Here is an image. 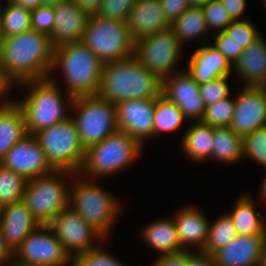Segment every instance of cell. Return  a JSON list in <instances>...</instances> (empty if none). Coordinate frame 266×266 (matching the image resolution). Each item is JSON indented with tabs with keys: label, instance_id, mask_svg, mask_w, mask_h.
Wrapping results in <instances>:
<instances>
[{
	"label": "cell",
	"instance_id": "obj_1",
	"mask_svg": "<svg viewBox=\"0 0 266 266\" xmlns=\"http://www.w3.org/2000/svg\"><path fill=\"white\" fill-rule=\"evenodd\" d=\"M55 47L50 35L34 29L4 37L0 45V76L10 89L49 77Z\"/></svg>",
	"mask_w": 266,
	"mask_h": 266
},
{
	"label": "cell",
	"instance_id": "obj_2",
	"mask_svg": "<svg viewBox=\"0 0 266 266\" xmlns=\"http://www.w3.org/2000/svg\"><path fill=\"white\" fill-rule=\"evenodd\" d=\"M163 81L132 55L104 64L97 95L111 103L130 99H156L162 95Z\"/></svg>",
	"mask_w": 266,
	"mask_h": 266
},
{
	"label": "cell",
	"instance_id": "obj_3",
	"mask_svg": "<svg viewBox=\"0 0 266 266\" xmlns=\"http://www.w3.org/2000/svg\"><path fill=\"white\" fill-rule=\"evenodd\" d=\"M104 63L82 42L55 47L49 76L60 70L67 94L73 98L98 93Z\"/></svg>",
	"mask_w": 266,
	"mask_h": 266
},
{
	"label": "cell",
	"instance_id": "obj_4",
	"mask_svg": "<svg viewBox=\"0 0 266 266\" xmlns=\"http://www.w3.org/2000/svg\"><path fill=\"white\" fill-rule=\"evenodd\" d=\"M53 78L54 75L18 85V87L24 85L28 91L26 92L28 94L23 96L24 99L14 100L23 111L28 134L34 135L40 130L54 126L70 117L66 111L71 107L73 97L66 92H64L66 95L62 94L58 83ZM64 101L67 103L65 104Z\"/></svg>",
	"mask_w": 266,
	"mask_h": 266
},
{
	"label": "cell",
	"instance_id": "obj_5",
	"mask_svg": "<svg viewBox=\"0 0 266 266\" xmlns=\"http://www.w3.org/2000/svg\"><path fill=\"white\" fill-rule=\"evenodd\" d=\"M70 179L69 206L105 239H109L112 226L121 212L120 201L95 179L79 173H73Z\"/></svg>",
	"mask_w": 266,
	"mask_h": 266
},
{
	"label": "cell",
	"instance_id": "obj_6",
	"mask_svg": "<svg viewBox=\"0 0 266 266\" xmlns=\"http://www.w3.org/2000/svg\"><path fill=\"white\" fill-rule=\"evenodd\" d=\"M142 149L135 139L117 130L85 150L84 162L78 173L95 180L99 177H108L135 163Z\"/></svg>",
	"mask_w": 266,
	"mask_h": 266
},
{
	"label": "cell",
	"instance_id": "obj_7",
	"mask_svg": "<svg viewBox=\"0 0 266 266\" xmlns=\"http://www.w3.org/2000/svg\"><path fill=\"white\" fill-rule=\"evenodd\" d=\"M72 174L71 171L54 170L27 180L22 200L41 225H47L61 210L69 206L70 182L64 178Z\"/></svg>",
	"mask_w": 266,
	"mask_h": 266
},
{
	"label": "cell",
	"instance_id": "obj_8",
	"mask_svg": "<svg viewBox=\"0 0 266 266\" xmlns=\"http://www.w3.org/2000/svg\"><path fill=\"white\" fill-rule=\"evenodd\" d=\"M70 117L85 150L118 130L116 107L96 95L74 97Z\"/></svg>",
	"mask_w": 266,
	"mask_h": 266
},
{
	"label": "cell",
	"instance_id": "obj_9",
	"mask_svg": "<svg viewBox=\"0 0 266 266\" xmlns=\"http://www.w3.org/2000/svg\"><path fill=\"white\" fill-rule=\"evenodd\" d=\"M81 42L104 64L130 57L134 53V41L127 23L90 15Z\"/></svg>",
	"mask_w": 266,
	"mask_h": 266
},
{
	"label": "cell",
	"instance_id": "obj_10",
	"mask_svg": "<svg viewBox=\"0 0 266 266\" xmlns=\"http://www.w3.org/2000/svg\"><path fill=\"white\" fill-rule=\"evenodd\" d=\"M55 170L78 173L85 158L78 131L71 117L34 134Z\"/></svg>",
	"mask_w": 266,
	"mask_h": 266
},
{
	"label": "cell",
	"instance_id": "obj_11",
	"mask_svg": "<svg viewBox=\"0 0 266 266\" xmlns=\"http://www.w3.org/2000/svg\"><path fill=\"white\" fill-rule=\"evenodd\" d=\"M182 47L173 30L168 28L137 40L133 55L153 75L164 81L179 71L175 67L179 58L182 59Z\"/></svg>",
	"mask_w": 266,
	"mask_h": 266
},
{
	"label": "cell",
	"instance_id": "obj_12",
	"mask_svg": "<svg viewBox=\"0 0 266 266\" xmlns=\"http://www.w3.org/2000/svg\"><path fill=\"white\" fill-rule=\"evenodd\" d=\"M13 262L21 266H67L72 258L50 227L40 225L13 252Z\"/></svg>",
	"mask_w": 266,
	"mask_h": 266
},
{
	"label": "cell",
	"instance_id": "obj_13",
	"mask_svg": "<svg viewBox=\"0 0 266 266\" xmlns=\"http://www.w3.org/2000/svg\"><path fill=\"white\" fill-rule=\"evenodd\" d=\"M47 225L71 258L96 248L99 242L103 244L106 240L70 206L61 210ZM94 241L98 244L96 245Z\"/></svg>",
	"mask_w": 266,
	"mask_h": 266
},
{
	"label": "cell",
	"instance_id": "obj_14",
	"mask_svg": "<svg viewBox=\"0 0 266 266\" xmlns=\"http://www.w3.org/2000/svg\"><path fill=\"white\" fill-rule=\"evenodd\" d=\"M156 99H130L115 104L118 130L127 133L142 147L154 137Z\"/></svg>",
	"mask_w": 266,
	"mask_h": 266
},
{
	"label": "cell",
	"instance_id": "obj_15",
	"mask_svg": "<svg viewBox=\"0 0 266 266\" xmlns=\"http://www.w3.org/2000/svg\"><path fill=\"white\" fill-rule=\"evenodd\" d=\"M0 164L20 174L26 180L33 179L55 169L34 135L28 134L18 141L1 160Z\"/></svg>",
	"mask_w": 266,
	"mask_h": 266
},
{
	"label": "cell",
	"instance_id": "obj_16",
	"mask_svg": "<svg viewBox=\"0 0 266 266\" xmlns=\"http://www.w3.org/2000/svg\"><path fill=\"white\" fill-rule=\"evenodd\" d=\"M236 96L230 128L244 137L266 126V87L244 86Z\"/></svg>",
	"mask_w": 266,
	"mask_h": 266
},
{
	"label": "cell",
	"instance_id": "obj_17",
	"mask_svg": "<svg viewBox=\"0 0 266 266\" xmlns=\"http://www.w3.org/2000/svg\"><path fill=\"white\" fill-rule=\"evenodd\" d=\"M162 95L175 103L189 121L202 119L206 106L200 95L199 84L185 69L163 81Z\"/></svg>",
	"mask_w": 266,
	"mask_h": 266
},
{
	"label": "cell",
	"instance_id": "obj_18",
	"mask_svg": "<svg viewBox=\"0 0 266 266\" xmlns=\"http://www.w3.org/2000/svg\"><path fill=\"white\" fill-rule=\"evenodd\" d=\"M266 235H237L212 256L216 266H260Z\"/></svg>",
	"mask_w": 266,
	"mask_h": 266
},
{
	"label": "cell",
	"instance_id": "obj_19",
	"mask_svg": "<svg viewBox=\"0 0 266 266\" xmlns=\"http://www.w3.org/2000/svg\"><path fill=\"white\" fill-rule=\"evenodd\" d=\"M55 25L50 34L54 47L64 43L81 42L90 15L78 7L72 0H64L53 6Z\"/></svg>",
	"mask_w": 266,
	"mask_h": 266
},
{
	"label": "cell",
	"instance_id": "obj_20",
	"mask_svg": "<svg viewBox=\"0 0 266 266\" xmlns=\"http://www.w3.org/2000/svg\"><path fill=\"white\" fill-rule=\"evenodd\" d=\"M172 219L181 246L186 251L194 249L202 251L207 242L210 226V221H208L206 215L196 206L187 205L185 208L182 207L176 211Z\"/></svg>",
	"mask_w": 266,
	"mask_h": 266
},
{
	"label": "cell",
	"instance_id": "obj_21",
	"mask_svg": "<svg viewBox=\"0 0 266 266\" xmlns=\"http://www.w3.org/2000/svg\"><path fill=\"white\" fill-rule=\"evenodd\" d=\"M126 23L134 42L170 28L159 0H138L130 10Z\"/></svg>",
	"mask_w": 266,
	"mask_h": 266
},
{
	"label": "cell",
	"instance_id": "obj_22",
	"mask_svg": "<svg viewBox=\"0 0 266 266\" xmlns=\"http://www.w3.org/2000/svg\"><path fill=\"white\" fill-rule=\"evenodd\" d=\"M40 225L23 200L7 204L0 221L5 241L13 252Z\"/></svg>",
	"mask_w": 266,
	"mask_h": 266
},
{
	"label": "cell",
	"instance_id": "obj_23",
	"mask_svg": "<svg viewBox=\"0 0 266 266\" xmlns=\"http://www.w3.org/2000/svg\"><path fill=\"white\" fill-rule=\"evenodd\" d=\"M245 86L266 87V41L259 34L232 67Z\"/></svg>",
	"mask_w": 266,
	"mask_h": 266
},
{
	"label": "cell",
	"instance_id": "obj_24",
	"mask_svg": "<svg viewBox=\"0 0 266 266\" xmlns=\"http://www.w3.org/2000/svg\"><path fill=\"white\" fill-rule=\"evenodd\" d=\"M185 70L198 84L222 76H231L233 71L227 59L216 48L206 43L193 52Z\"/></svg>",
	"mask_w": 266,
	"mask_h": 266
},
{
	"label": "cell",
	"instance_id": "obj_25",
	"mask_svg": "<svg viewBox=\"0 0 266 266\" xmlns=\"http://www.w3.org/2000/svg\"><path fill=\"white\" fill-rule=\"evenodd\" d=\"M13 99L0 107V162L6 153L28 135L22 109Z\"/></svg>",
	"mask_w": 266,
	"mask_h": 266
},
{
	"label": "cell",
	"instance_id": "obj_26",
	"mask_svg": "<svg viewBox=\"0 0 266 266\" xmlns=\"http://www.w3.org/2000/svg\"><path fill=\"white\" fill-rule=\"evenodd\" d=\"M141 238L160 255L177 254L186 251L180 244L173 219L160 218L143 227Z\"/></svg>",
	"mask_w": 266,
	"mask_h": 266
},
{
	"label": "cell",
	"instance_id": "obj_27",
	"mask_svg": "<svg viewBox=\"0 0 266 266\" xmlns=\"http://www.w3.org/2000/svg\"><path fill=\"white\" fill-rule=\"evenodd\" d=\"M254 202L249 194L241 195L227 213L239 235H266V218L257 212Z\"/></svg>",
	"mask_w": 266,
	"mask_h": 266
},
{
	"label": "cell",
	"instance_id": "obj_28",
	"mask_svg": "<svg viewBox=\"0 0 266 266\" xmlns=\"http://www.w3.org/2000/svg\"><path fill=\"white\" fill-rule=\"evenodd\" d=\"M181 140L182 150L190 161L203 162L211 159L214 127L201 121H193Z\"/></svg>",
	"mask_w": 266,
	"mask_h": 266
},
{
	"label": "cell",
	"instance_id": "obj_29",
	"mask_svg": "<svg viewBox=\"0 0 266 266\" xmlns=\"http://www.w3.org/2000/svg\"><path fill=\"white\" fill-rule=\"evenodd\" d=\"M170 28L184 47L186 42H191L195 38L204 40L205 34L209 32L204 13L200 7H190L185 10L170 23Z\"/></svg>",
	"mask_w": 266,
	"mask_h": 266
},
{
	"label": "cell",
	"instance_id": "obj_30",
	"mask_svg": "<svg viewBox=\"0 0 266 266\" xmlns=\"http://www.w3.org/2000/svg\"><path fill=\"white\" fill-rule=\"evenodd\" d=\"M211 159L222 164L243 160V137L230 127L214 128Z\"/></svg>",
	"mask_w": 266,
	"mask_h": 266
},
{
	"label": "cell",
	"instance_id": "obj_31",
	"mask_svg": "<svg viewBox=\"0 0 266 266\" xmlns=\"http://www.w3.org/2000/svg\"><path fill=\"white\" fill-rule=\"evenodd\" d=\"M185 120H188L180 108L165 96L156 98L154 111V136L163 132H172L180 129Z\"/></svg>",
	"mask_w": 266,
	"mask_h": 266
},
{
	"label": "cell",
	"instance_id": "obj_32",
	"mask_svg": "<svg viewBox=\"0 0 266 266\" xmlns=\"http://www.w3.org/2000/svg\"><path fill=\"white\" fill-rule=\"evenodd\" d=\"M236 227L227 213L210 223L208 238L202 252L213 255L237 236Z\"/></svg>",
	"mask_w": 266,
	"mask_h": 266
},
{
	"label": "cell",
	"instance_id": "obj_33",
	"mask_svg": "<svg viewBox=\"0 0 266 266\" xmlns=\"http://www.w3.org/2000/svg\"><path fill=\"white\" fill-rule=\"evenodd\" d=\"M4 7V8H3ZM1 9L4 37L21 34L32 29L31 11L6 0Z\"/></svg>",
	"mask_w": 266,
	"mask_h": 266
},
{
	"label": "cell",
	"instance_id": "obj_34",
	"mask_svg": "<svg viewBox=\"0 0 266 266\" xmlns=\"http://www.w3.org/2000/svg\"><path fill=\"white\" fill-rule=\"evenodd\" d=\"M27 180L0 164V200L12 204L23 199Z\"/></svg>",
	"mask_w": 266,
	"mask_h": 266
},
{
	"label": "cell",
	"instance_id": "obj_35",
	"mask_svg": "<svg viewBox=\"0 0 266 266\" xmlns=\"http://www.w3.org/2000/svg\"><path fill=\"white\" fill-rule=\"evenodd\" d=\"M235 111V97L231 95L223 100L205 107L204 114L200 120L214 128L230 127Z\"/></svg>",
	"mask_w": 266,
	"mask_h": 266
},
{
	"label": "cell",
	"instance_id": "obj_36",
	"mask_svg": "<svg viewBox=\"0 0 266 266\" xmlns=\"http://www.w3.org/2000/svg\"><path fill=\"white\" fill-rule=\"evenodd\" d=\"M246 157L266 169V126L243 137V158Z\"/></svg>",
	"mask_w": 266,
	"mask_h": 266
},
{
	"label": "cell",
	"instance_id": "obj_37",
	"mask_svg": "<svg viewBox=\"0 0 266 266\" xmlns=\"http://www.w3.org/2000/svg\"><path fill=\"white\" fill-rule=\"evenodd\" d=\"M103 249L96 247L79 253L72 258V263L69 266H127Z\"/></svg>",
	"mask_w": 266,
	"mask_h": 266
},
{
	"label": "cell",
	"instance_id": "obj_38",
	"mask_svg": "<svg viewBox=\"0 0 266 266\" xmlns=\"http://www.w3.org/2000/svg\"><path fill=\"white\" fill-rule=\"evenodd\" d=\"M201 8L206 19L209 33H211L210 31L212 29L213 31L217 29L215 31L216 33L222 32L232 22V19L220 0H212Z\"/></svg>",
	"mask_w": 266,
	"mask_h": 266
},
{
	"label": "cell",
	"instance_id": "obj_39",
	"mask_svg": "<svg viewBox=\"0 0 266 266\" xmlns=\"http://www.w3.org/2000/svg\"><path fill=\"white\" fill-rule=\"evenodd\" d=\"M239 47L245 49L260 34L248 19L232 21L224 30Z\"/></svg>",
	"mask_w": 266,
	"mask_h": 266
},
{
	"label": "cell",
	"instance_id": "obj_40",
	"mask_svg": "<svg viewBox=\"0 0 266 266\" xmlns=\"http://www.w3.org/2000/svg\"><path fill=\"white\" fill-rule=\"evenodd\" d=\"M229 78L230 76H222L212 81L199 84L200 95L205 106L214 104L231 95L228 85Z\"/></svg>",
	"mask_w": 266,
	"mask_h": 266
},
{
	"label": "cell",
	"instance_id": "obj_41",
	"mask_svg": "<svg viewBox=\"0 0 266 266\" xmlns=\"http://www.w3.org/2000/svg\"><path fill=\"white\" fill-rule=\"evenodd\" d=\"M138 0H102L96 15L104 19L127 21L130 10Z\"/></svg>",
	"mask_w": 266,
	"mask_h": 266
},
{
	"label": "cell",
	"instance_id": "obj_42",
	"mask_svg": "<svg viewBox=\"0 0 266 266\" xmlns=\"http://www.w3.org/2000/svg\"><path fill=\"white\" fill-rule=\"evenodd\" d=\"M214 36L215 38L211 45L216 48L233 67L240 58L243 49L239 47L225 31L218 32Z\"/></svg>",
	"mask_w": 266,
	"mask_h": 266
},
{
	"label": "cell",
	"instance_id": "obj_43",
	"mask_svg": "<svg viewBox=\"0 0 266 266\" xmlns=\"http://www.w3.org/2000/svg\"><path fill=\"white\" fill-rule=\"evenodd\" d=\"M32 29L50 35L55 25L53 6H41L31 11Z\"/></svg>",
	"mask_w": 266,
	"mask_h": 266
},
{
	"label": "cell",
	"instance_id": "obj_44",
	"mask_svg": "<svg viewBox=\"0 0 266 266\" xmlns=\"http://www.w3.org/2000/svg\"><path fill=\"white\" fill-rule=\"evenodd\" d=\"M163 13L171 23L191 7L189 0H159Z\"/></svg>",
	"mask_w": 266,
	"mask_h": 266
},
{
	"label": "cell",
	"instance_id": "obj_45",
	"mask_svg": "<svg viewBox=\"0 0 266 266\" xmlns=\"http://www.w3.org/2000/svg\"><path fill=\"white\" fill-rule=\"evenodd\" d=\"M186 266H216L212 255L202 251H186Z\"/></svg>",
	"mask_w": 266,
	"mask_h": 266
},
{
	"label": "cell",
	"instance_id": "obj_46",
	"mask_svg": "<svg viewBox=\"0 0 266 266\" xmlns=\"http://www.w3.org/2000/svg\"><path fill=\"white\" fill-rule=\"evenodd\" d=\"M220 1L221 4L224 6V8L227 10V13L229 14L232 21L246 19V17L242 18V15L245 12L247 0H220Z\"/></svg>",
	"mask_w": 266,
	"mask_h": 266
},
{
	"label": "cell",
	"instance_id": "obj_47",
	"mask_svg": "<svg viewBox=\"0 0 266 266\" xmlns=\"http://www.w3.org/2000/svg\"><path fill=\"white\" fill-rule=\"evenodd\" d=\"M151 266H186V251L177 254L160 255Z\"/></svg>",
	"mask_w": 266,
	"mask_h": 266
},
{
	"label": "cell",
	"instance_id": "obj_48",
	"mask_svg": "<svg viewBox=\"0 0 266 266\" xmlns=\"http://www.w3.org/2000/svg\"><path fill=\"white\" fill-rule=\"evenodd\" d=\"M11 262H13V251L7 245L0 228V266H6Z\"/></svg>",
	"mask_w": 266,
	"mask_h": 266
},
{
	"label": "cell",
	"instance_id": "obj_49",
	"mask_svg": "<svg viewBox=\"0 0 266 266\" xmlns=\"http://www.w3.org/2000/svg\"><path fill=\"white\" fill-rule=\"evenodd\" d=\"M80 9L88 15H96L100 9L102 0H72Z\"/></svg>",
	"mask_w": 266,
	"mask_h": 266
},
{
	"label": "cell",
	"instance_id": "obj_50",
	"mask_svg": "<svg viewBox=\"0 0 266 266\" xmlns=\"http://www.w3.org/2000/svg\"><path fill=\"white\" fill-rule=\"evenodd\" d=\"M16 5L23 6L24 8L33 11L38 7L43 6V0H9Z\"/></svg>",
	"mask_w": 266,
	"mask_h": 266
},
{
	"label": "cell",
	"instance_id": "obj_51",
	"mask_svg": "<svg viewBox=\"0 0 266 266\" xmlns=\"http://www.w3.org/2000/svg\"><path fill=\"white\" fill-rule=\"evenodd\" d=\"M212 0H189L191 7H203Z\"/></svg>",
	"mask_w": 266,
	"mask_h": 266
},
{
	"label": "cell",
	"instance_id": "obj_52",
	"mask_svg": "<svg viewBox=\"0 0 266 266\" xmlns=\"http://www.w3.org/2000/svg\"><path fill=\"white\" fill-rule=\"evenodd\" d=\"M260 196L262 200L264 201L263 203L266 202V176L264 177L263 181L261 182L260 185Z\"/></svg>",
	"mask_w": 266,
	"mask_h": 266
},
{
	"label": "cell",
	"instance_id": "obj_53",
	"mask_svg": "<svg viewBox=\"0 0 266 266\" xmlns=\"http://www.w3.org/2000/svg\"><path fill=\"white\" fill-rule=\"evenodd\" d=\"M64 0H43V6H55Z\"/></svg>",
	"mask_w": 266,
	"mask_h": 266
},
{
	"label": "cell",
	"instance_id": "obj_54",
	"mask_svg": "<svg viewBox=\"0 0 266 266\" xmlns=\"http://www.w3.org/2000/svg\"><path fill=\"white\" fill-rule=\"evenodd\" d=\"M1 7L0 6V45L2 43V40L4 39V34H3V30H2V13H1Z\"/></svg>",
	"mask_w": 266,
	"mask_h": 266
},
{
	"label": "cell",
	"instance_id": "obj_55",
	"mask_svg": "<svg viewBox=\"0 0 266 266\" xmlns=\"http://www.w3.org/2000/svg\"><path fill=\"white\" fill-rule=\"evenodd\" d=\"M9 90L11 89L7 87V85L2 81L0 76V92H8Z\"/></svg>",
	"mask_w": 266,
	"mask_h": 266
},
{
	"label": "cell",
	"instance_id": "obj_56",
	"mask_svg": "<svg viewBox=\"0 0 266 266\" xmlns=\"http://www.w3.org/2000/svg\"><path fill=\"white\" fill-rule=\"evenodd\" d=\"M260 266H266V241L263 249L262 260Z\"/></svg>",
	"mask_w": 266,
	"mask_h": 266
},
{
	"label": "cell",
	"instance_id": "obj_57",
	"mask_svg": "<svg viewBox=\"0 0 266 266\" xmlns=\"http://www.w3.org/2000/svg\"><path fill=\"white\" fill-rule=\"evenodd\" d=\"M5 204L0 200V221L5 211Z\"/></svg>",
	"mask_w": 266,
	"mask_h": 266
},
{
	"label": "cell",
	"instance_id": "obj_58",
	"mask_svg": "<svg viewBox=\"0 0 266 266\" xmlns=\"http://www.w3.org/2000/svg\"><path fill=\"white\" fill-rule=\"evenodd\" d=\"M5 93L6 92H0V99L2 98V100H0V107L8 100V99H6L7 97H4L3 98V96L5 95Z\"/></svg>",
	"mask_w": 266,
	"mask_h": 266
},
{
	"label": "cell",
	"instance_id": "obj_59",
	"mask_svg": "<svg viewBox=\"0 0 266 266\" xmlns=\"http://www.w3.org/2000/svg\"><path fill=\"white\" fill-rule=\"evenodd\" d=\"M6 266H21V265H18L15 262H11V263L7 264Z\"/></svg>",
	"mask_w": 266,
	"mask_h": 266
}]
</instances>
